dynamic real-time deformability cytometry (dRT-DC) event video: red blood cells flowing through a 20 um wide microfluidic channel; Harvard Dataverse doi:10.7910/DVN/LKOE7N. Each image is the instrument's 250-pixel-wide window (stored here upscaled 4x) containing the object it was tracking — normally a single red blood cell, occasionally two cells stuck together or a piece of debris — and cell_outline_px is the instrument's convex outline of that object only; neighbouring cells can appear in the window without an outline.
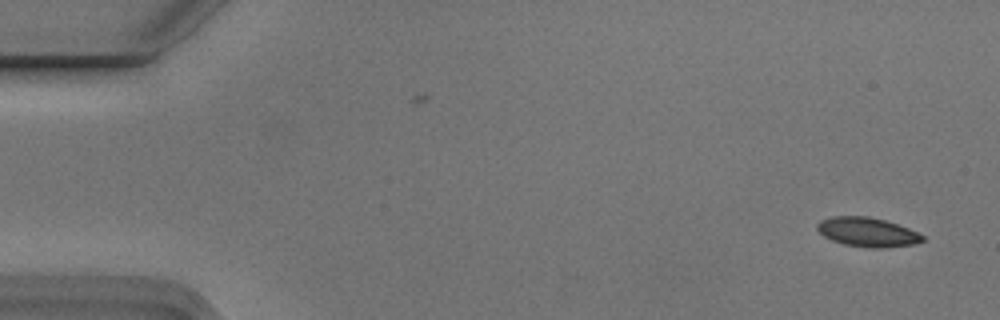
{"species": "Egyptian fruit bat (a non-hibernating species)", "species_latin": "Rousettus aegyptiacus", "temperature_condition": "cold", "stored_images_in_passage": 2, "camera_frame_rate_fps": 3000, "um_per_image_px": 0.085, "animal": {"sex": "male"}, "frame": {"image": 1, "passage_image": 2, "time_ms": 0.333, "image_size_px": [1000, 320], "cell_outline_px": [[924, 240], [916, 244], [884, 248], [868, 248], [844, 244], [832, 240], [824, 236], [816, 228], [816, 224], [820, 220], [832, 216], [868, 216], [884, 220], [908, 228], [924, 236]], "centroid_in_image_um": [73.71, 19.73], "position_along_channel_um": 11.3, "area_um2": 17.98}}